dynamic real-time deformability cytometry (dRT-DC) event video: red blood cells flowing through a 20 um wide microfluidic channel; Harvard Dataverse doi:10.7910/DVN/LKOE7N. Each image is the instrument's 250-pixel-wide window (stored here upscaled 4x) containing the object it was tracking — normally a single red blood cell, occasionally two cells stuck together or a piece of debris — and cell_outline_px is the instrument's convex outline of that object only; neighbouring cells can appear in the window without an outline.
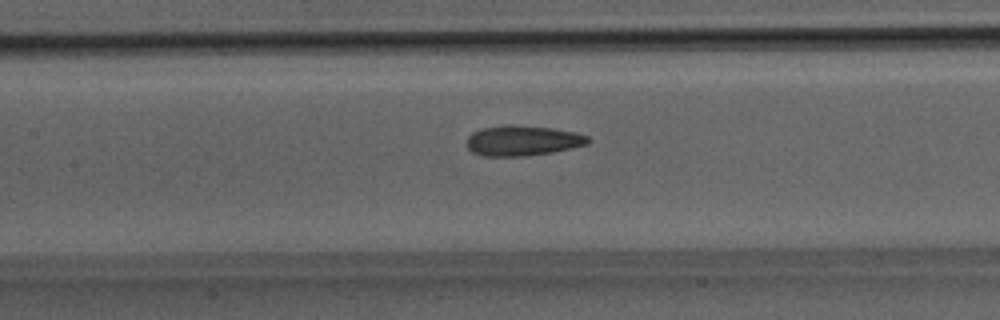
{"species": "Egyptian fruit bat (a non-hibernating species)", "species_latin": "Rousettus aegyptiacus", "temperature_condition": "room temperature", "stored_images_in_passage": 28, "camera_frame_rate_fps": 3000, "um_per_image_px": 0.085, "animal": {"sex": "male"}, "frame": {"image": 1, "passage_image": 8, "time_ms": 2.333, "image_size_px": [1000, 320], "cell_outline_px": [[592, 140], [588, 144], [552, 152], [524, 156], [484, 156], [472, 152], [468, 148], [468, 136], [472, 132], [480, 128], [504, 124], [512, 124], [552, 128], [576, 132], [588, 136]], "centroid_in_image_um": [44.42, 11.94], "position_along_channel_um": 163.0, "area_um2": 21.56}}
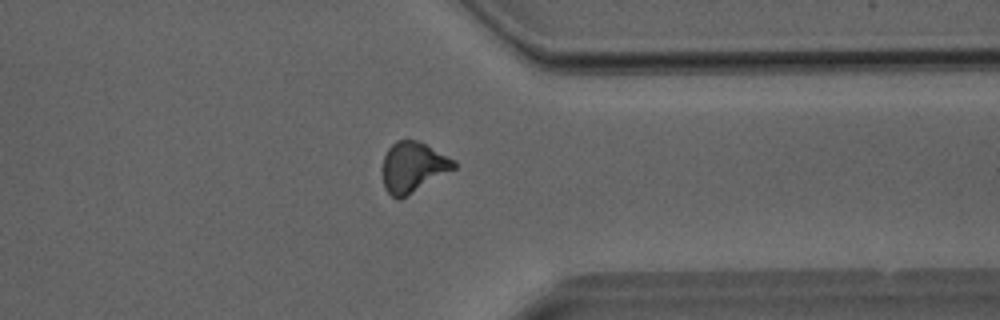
{"frame": {"image": 2, "passage_image": 20, "time_ms": 6.333, "image_size_px": [1000, 320], "cell_outline_px": [[456, 168], [408, 196], [400, 200], [392, 196], [384, 188], [384, 156], [388, 148], [392, 144], [400, 140], [416, 140], [456, 160]], "centroid_in_image_um": [35.13, 14.23], "position_along_channel_um": 376.3, "area_um2": 20.75}}
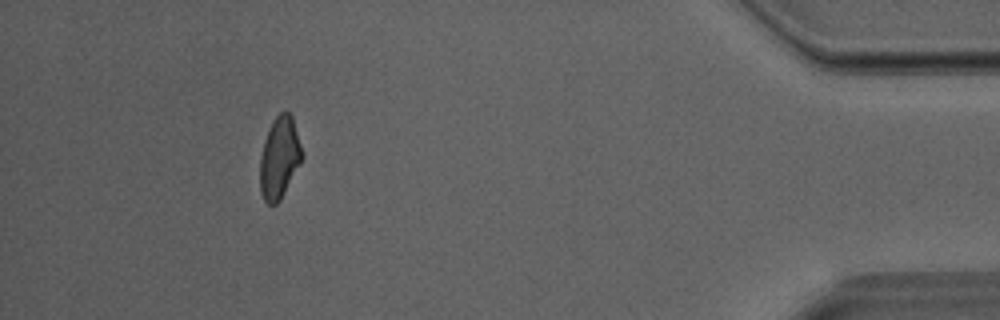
{"frame": {"image": 3, "passage_image": 25, "time_ms": 8.0, "image_size_px": [1000, 320], "cell_outline_px": [[304, 156], [300, 164], [280, 200], [276, 204], [268, 204], [264, 200], [260, 192], [260, 156], [264, 140], [276, 116], [280, 112], [288, 112], [292, 116]], "centroid_in_image_um": [23.75, 13.43], "position_along_channel_um": 411.4, "area_um2": 19.83}}